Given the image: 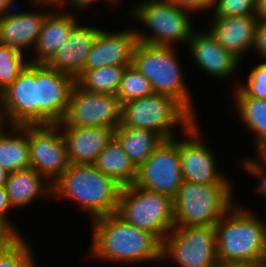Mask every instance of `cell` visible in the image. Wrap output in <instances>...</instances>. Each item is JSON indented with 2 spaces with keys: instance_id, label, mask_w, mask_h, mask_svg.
Returning <instances> with one entry per match:
<instances>
[{
  "instance_id": "23",
  "label": "cell",
  "mask_w": 266,
  "mask_h": 267,
  "mask_svg": "<svg viewBox=\"0 0 266 267\" xmlns=\"http://www.w3.org/2000/svg\"><path fill=\"white\" fill-rule=\"evenodd\" d=\"M12 208L29 206L37 197H52V184L33 168L8 174L5 184Z\"/></svg>"
},
{
  "instance_id": "43",
  "label": "cell",
  "mask_w": 266,
  "mask_h": 267,
  "mask_svg": "<svg viewBox=\"0 0 266 267\" xmlns=\"http://www.w3.org/2000/svg\"><path fill=\"white\" fill-rule=\"evenodd\" d=\"M8 178V172H6L1 166H0V187H5V184L7 182Z\"/></svg>"
},
{
  "instance_id": "46",
  "label": "cell",
  "mask_w": 266,
  "mask_h": 267,
  "mask_svg": "<svg viewBox=\"0 0 266 267\" xmlns=\"http://www.w3.org/2000/svg\"><path fill=\"white\" fill-rule=\"evenodd\" d=\"M31 1H52V0H30Z\"/></svg>"
},
{
  "instance_id": "12",
  "label": "cell",
  "mask_w": 266,
  "mask_h": 267,
  "mask_svg": "<svg viewBox=\"0 0 266 267\" xmlns=\"http://www.w3.org/2000/svg\"><path fill=\"white\" fill-rule=\"evenodd\" d=\"M28 145L30 168L53 184L70 164L60 126L28 125Z\"/></svg>"
},
{
  "instance_id": "34",
  "label": "cell",
  "mask_w": 266,
  "mask_h": 267,
  "mask_svg": "<svg viewBox=\"0 0 266 267\" xmlns=\"http://www.w3.org/2000/svg\"><path fill=\"white\" fill-rule=\"evenodd\" d=\"M97 0H52V1H32L31 4H33V6L35 7H49V6H53L54 9H55V6L57 7L58 5L61 7V5L63 6L65 3L67 4L68 3V6L72 5L71 7L73 9H75L74 11H81L83 9H87V7L90 6V4L92 5L93 3L92 2H96ZM106 3L108 2V4L110 6H112L113 4L116 5V3L119 1V0H105Z\"/></svg>"
},
{
  "instance_id": "19",
  "label": "cell",
  "mask_w": 266,
  "mask_h": 267,
  "mask_svg": "<svg viewBox=\"0 0 266 267\" xmlns=\"http://www.w3.org/2000/svg\"><path fill=\"white\" fill-rule=\"evenodd\" d=\"M211 19L210 33L225 50L242 61L246 51L254 48L258 20L254 16H212Z\"/></svg>"
},
{
  "instance_id": "27",
  "label": "cell",
  "mask_w": 266,
  "mask_h": 267,
  "mask_svg": "<svg viewBox=\"0 0 266 267\" xmlns=\"http://www.w3.org/2000/svg\"><path fill=\"white\" fill-rule=\"evenodd\" d=\"M114 136L121 143L123 151L138 169L164 140L154 131L127 126H118Z\"/></svg>"
},
{
  "instance_id": "25",
  "label": "cell",
  "mask_w": 266,
  "mask_h": 267,
  "mask_svg": "<svg viewBox=\"0 0 266 267\" xmlns=\"http://www.w3.org/2000/svg\"><path fill=\"white\" fill-rule=\"evenodd\" d=\"M97 170L114 179L120 186L135 183L137 169L123 151L121 143L113 136L93 163Z\"/></svg>"
},
{
  "instance_id": "42",
  "label": "cell",
  "mask_w": 266,
  "mask_h": 267,
  "mask_svg": "<svg viewBox=\"0 0 266 267\" xmlns=\"http://www.w3.org/2000/svg\"><path fill=\"white\" fill-rule=\"evenodd\" d=\"M16 0H0V16L10 12L15 9ZM14 7V8H13Z\"/></svg>"
},
{
  "instance_id": "16",
  "label": "cell",
  "mask_w": 266,
  "mask_h": 267,
  "mask_svg": "<svg viewBox=\"0 0 266 267\" xmlns=\"http://www.w3.org/2000/svg\"><path fill=\"white\" fill-rule=\"evenodd\" d=\"M189 50L197 65L210 76L227 79L234 76L241 60L225 50L210 31L192 32L188 41Z\"/></svg>"
},
{
  "instance_id": "1",
  "label": "cell",
  "mask_w": 266,
  "mask_h": 267,
  "mask_svg": "<svg viewBox=\"0 0 266 267\" xmlns=\"http://www.w3.org/2000/svg\"><path fill=\"white\" fill-rule=\"evenodd\" d=\"M89 256L109 262L162 261V242L153 234L127 223L116 213L91 221Z\"/></svg>"
},
{
  "instance_id": "22",
  "label": "cell",
  "mask_w": 266,
  "mask_h": 267,
  "mask_svg": "<svg viewBox=\"0 0 266 267\" xmlns=\"http://www.w3.org/2000/svg\"><path fill=\"white\" fill-rule=\"evenodd\" d=\"M68 12H52L47 15L34 47L36 58L29 59V63L46 64L67 40L78 23V17L71 11Z\"/></svg>"
},
{
  "instance_id": "30",
  "label": "cell",
  "mask_w": 266,
  "mask_h": 267,
  "mask_svg": "<svg viewBox=\"0 0 266 267\" xmlns=\"http://www.w3.org/2000/svg\"><path fill=\"white\" fill-rule=\"evenodd\" d=\"M153 93L150 81L131 64L124 72L116 96L124 104Z\"/></svg>"
},
{
  "instance_id": "7",
  "label": "cell",
  "mask_w": 266,
  "mask_h": 267,
  "mask_svg": "<svg viewBox=\"0 0 266 267\" xmlns=\"http://www.w3.org/2000/svg\"><path fill=\"white\" fill-rule=\"evenodd\" d=\"M116 214L134 227L155 235L161 242L174 228L173 199L134 184L122 187Z\"/></svg>"
},
{
  "instance_id": "44",
  "label": "cell",
  "mask_w": 266,
  "mask_h": 267,
  "mask_svg": "<svg viewBox=\"0 0 266 267\" xmlns=\"http://www.w3.org/2000/svg\"><path fill=\"white\" fill-rule=\"evenodd\" d=\"M225 267H266V263H255V264H242V265H229Z\"/></svg>"
},
{
  "instance_id": "45",
  "label": "cell",
  "mask_w": 266,
  "mask_h": 267,
  "mask_svg": "<svg viewBox=\"0 0 266 267\" xmlns=\"http://www.w3.org/2000/svg\"><path fill=\"white\" fill-rule=\"evenodd\" d=\"M4 124H7V122H4V118L2 117L1 113H0V126H4Z\"/></svg>"
},
{
  "instance_id": "21",
  "label": "cell",
  "mask_w": 266,
  "mask_h": 267,
  "mask_svg": "<svg viewBox=\"0 0 266 267\" xmlns=\"http://www.w3.org/2000/svg\"><path fill=\"white\" fill-rule=\"evenodd\" d=\"M13 11L0 16V44L11 46L24 53V49L35 47L49 12Z\"/></svg>"
},
{
  "instance_id": "29",
  "label": "cell",
  "mask_w": 266,
  "mask_h": 267,
  "mask_svg": "<svg viewBox=\"0 0 266 267\" xmlns=\"http://www.w3.org/2000/svg\"><path fill=\"white\" fill-rule=\"evenodd\" d=\"M29 63L24 53L8 45L0 44V94L5 91Z\"/></svg>"
},
{
  "instance_id": "35",
  "label": "cell",
  "mask_w": 266,
  "mask_h": 267,
  "mask_svg": "<svg viewBox=\"0 0 266 267\" xmlns=\"http://www.w3.org/2000/svg\"><path fill=\"white\" fill-rule=\"evenodd\" d=\"M12 208L8 193L6 192L5 187H0V223L7 225L18 237H22L21 232L16 230L15 224L11 223V220L8 217V211Z\"/></svg>"
},
{
  "instance_id": "32",
  "label": "cell",
  "mask_w": 266,
  "mask_h": 267,
  "mask_svg": "<svg viewBox=\"0 0 266 267\" xmlns=\"http://www.w3.org/2000/svg\"><path fill=\"white\" fill-rule=\"evenodd\" d=\"M256 0H214L213 16H254Z\"/></svg>"
},
{
  "instance_id": "9",
  "label": "cell",
  "mask_w": 266,
  "mask_h": 267,
  "mask_svg": "<svg viewBox=\"0 0 266 267\" xmlns=\"http://www.w3.org/2000/svg\"><path fill=\"white\" fill-rule=\"evenodd\" d=\"M168 257L180 267H221L215 226H174L162 241V260Z\"/></svg>"
},
{
  "instance_id": "3",
  "label": "cell",
  "mask_w": 266,
  "mask_h": 267,
  "mask_svg": "<svg viewBox=\"0 0 266 267\" xmlns=\"http://www.w3.org/2000/svg\"><path fill=\"white\" fill-rule=\"evenodd\" d=\"M120 186L93 164H72L53 182L52 197L68 198L90 214L91 220L116 213Z\"/></svg>"
},
{
  "instance_id": "2",
  "label": "cell",
  "mask_w": 266,
  "mask_h": 267,
  "mask_svg": "<svg viewBox=\"0 0 266 267\" xmlns=\"http://www.w3.org/2000/svg\"><path fill=\"white\" fill-rule=\"evenodd\" d=\"M239 203L215 225L221 267L266 262V222Z\"/></svg>"
},
{
  "instance_id": "11",
  "label": "cell",
  "mask_w": 266,
  "mask_h": 267,
  "mask_svg": "<svg viewBox=\"0 0 266 267\" xmlns=\"http://www.w3.org/2000/svg\"><path fill=\"white\" fill-rule=\"evenodd\" d=\"M178 139L163 140L145 162L137 169L134 185L162 193L172 199L184 181Z\"/></svg>"
},
{
  "instance_id": "40",
  "label": "cell",
  "mask_w": 266,
  "mask_h": 267,
  "mask_svg": "<svg viewBox=\"0 0 266 267\" xmlns=\"http://www.w3.org/2000/svg\"><path fill=\"white\" fill-rule=\"evenodd\" d=\"M246 83H264L266 84V61L253 67L248 75Z\"/></svg>"
},
{
  "instance_id": "6",
  "label": "cell",
  "mask_w": 266,
  "mask_h": 267,
  "mask_svg": "<svg viewBox=\"0 0 266 267\" xmlns=\"http://www.w3.org/2000/svg\"><path fill=\"white\" fill-rule=\"evenodd\" d=\"M196 119L174 98L153 93L122 104V120L119 126L154 131L164 140L174 137L176 125L185 132Z\"/></svg>"
},
{
  "instance_id": "36",
  "label": "cell",
  "mask_w": 266,
  "mask_h": 267,
  "mask_svg": "<svg viewBox=\"0 0 266 267\" xmlns=\"http://www.w3.org/2000/svg\"><path fill=\"white\" fill-rule=\"evenodd\" d=\"M179 8L188 12H198L202 10L206 12L213 8L214 0H170Z\"/></svg>"
},
{
  "instance_id": "31",
  "label": "cell",
  "mask_w": 266,
  "mask_h": 267,
  "mask_svg": "<svg viewBox=\"0 0 266 267\" xmlns=\"http://www.w3.org/2000/svg\"><path fill=\"white\" fill-rule=\"evenodd\" d=\"M30 247L23 236L19 237L0 253V267H38Z\"/></svg>"
},
{
  "instance_id": "33",
  "label": "cell",
  "mask_w": 266,
  "mask_h": 267,
  "mask_svg": "<svg viewBox=\"0 0 266 267\" xmlns=\"http://www.w3.org/2000/svg\"><path fill=\"white\" fill-rule=\"evenodd\" d=\"M258 160L253 159H243L241 163L242 168L244 167V171H248L247 173L252 174L253 176H257L259 178V185L256 188L255 194L257 193L259 196L266 197V151L257 152ZM261 159V160H259ZM262 162V163H260Z\"/></svg>"
},
{
  "instance_id": "39",
  "label": "cell",
  "mask_w": 266,
  "mask_h": 267,
  "mask_svg": "<svg viewBox=\"0 0 266 267\" xmlns=\"http://www.w3.org/2000/svg\"><path fill=\"white\" fill-rule=\"evenodd\" d=\"M19 237L5 224L0 223V253L5 251Z\"/></svg>"
},
{
  "instance_id": "28",
  "label": "cell",
  "mask_w": 266,
  "mask_h": 267,
  "mask_svg": "<svg viewBox=\"0 0 266 267\" xmlns=\"http://www.w3.org/2000/svg\"><path fill=\"white\" fill-rule=\"evenodd\" d=\"M130 65H108L94 70H84L76 84L88 92L117 94L126 68Z\"/></svg>"
},
{
  "instance_id": "5",
  "label": "cell",
  "mask_w": 266,
  "mask_h": 267,
  "mask_svg": "<svg viewBox=\"0 0 266 267\" xmlns=\"http://www.w3.org/2000/svg\"><path fill=\"white\" fill-rule=\"evenodd\" d=\"M232 186L183 181L173 198L174 226H215L236 204Z\"/></svg>"
},
{
  "instance_id": "4",
  "label": "cell",
  "mask_w": 266,
  "mask_h": 267,
  "mask_svg": "<svg viewBox=\"0 0 266 267\" xmlns=\"http://www.w3.org/2000/svg\"><path fill=\"white\" fill-rule=\"evenodd\" d=\"M176 48L137 41L131 64L150 81L154 93L174 98L197 119Z\"/></svg>"
},
{
  "instance_id": "15",
  "label": "cell",
  "mask_w": 266,
  "mask_h": 267,
  "mask_svg": "<svg viewBox=\"0 0 266 267\" xmlns=\"http://www.w3.org/2000/svg\"><path fill=\"white\" fill-rule=\"evenodd\" d=\"M0 113L9 126L37 125L36 64L28 63L0 94Z\"/></svg>"
},
{
  "instance_id": "13",
  "label": "cell",
  "mask_w": 266,
  "mask_h": 267,
  "mask_svg": "<svg viewBox=\"0 0 266 267\" xmlns=\"http://www.w3.org/2000/svg\"><path fill=\"white\" fill-rule=\"evenodd\" d=\"M37 125L59 124L67 111L76 79L36 64Z\"/></svg>"
},
{
  "instance_id": "41",
  "label": "cell",
  "mask_w": 266,
  "mask_h": 267,
  "mask_svg": "<svg viewBox=\"0 0 266 267\" xmlns=\"http://www.w3.org/2000/svg\"><path fill=\"white\" fill-rule=\"evenodd\" d=\"M254 17L257 20L266 19V0H256Z\"/></svg>"
},
{
  "instance_id": "26",
  "label": "cell",
  "mask_w": 266,
  "mask_h": 267,
  "mask_svg": "<svg viewBox=\"0 0 266 267\" xmlns=\"http://www.w3.org/2000/svg\"><path fill=\"white\" fill-rule=\"evenodd\" d=\"M239 119L254 132L256 152L266 151V100L249 97L239 86L234 90Z\"/></svg>"
},
{
  "instance_id": "38",
  "label": "cell",
  "mask_w": 266,
  "mask_h": 267,
  "mask_svg": "<svg viewBox=\"0 0 266 267\" xmlns=\"http://www.w3.org/2000/svg\"><path fill=\"white\" fill-rule=\"evenodd\" d=\"M249 97L266 100V84L246 83L238 85Z\"/></svg>"
},
{
  "instance_id": "8",
  "label": "cell",
  "mask_w": 266,
  "mask_h": 267,
  "mask_svg": "<svg viewBox=\"0 0 266 267\" xmlns=\"http://www.w3.org/2000/svg\"><path fill=\"white\" fill-rule=\"evenodd\" d=\"M191 12L176 6L170 0H143L133 6L130 14L147 26L151 35L139 29L135 30L137 41L152 45L172 46L188 44L194 31L189 19Z\"/></svg>"
},
{
  "instance_id": "17",
  "label": "cell",
  "mask_w": 266,
  "mask_h": 267,
  "mask_svg": "<svg viewBox=\"0 0 266 267\" xmlns=\"http://www.w3.org/2000/svg\"><path fill=\"white\" fill-rule=\"evenodd\" d=\"M136 43L137 35L132 28L118 32L101 29L87 56L84 70L108 65H131Z\"/></svg>"
},
{
  "instance_id": "20",
  "label": "cell",
  "mask_w": 266,
  "mask_h": 267,
  "mask_svg": "<svg viewBox=\"0 0 266 267\" xmlns=\"http://www.w3.org/2000/svg\"><path fill=\"white\" fill-rule=\"evenodd\" d=\"M60 129L72 164H93L114 136L111 127L60 126Z\"/></svg>"
},
{
  "instance_id": "37",
  "label": "cell",
  "mask_w": 266,
  "mask_h": 267,
  "mask_svg": "<svg viewBox=\"0 0 266 267\" xmlns=\"http://www.w3.org/2000/svg\"><path fill=\"white\" fill-rule=\"evenodd\" d=\"M254 50L260 59L266 61V19L258 20Z\"/></svg>"
},
{
  "instance_id": "14",
  "label": "cell",
  "mask_w": 266,
  "mask_h": 267,
  "mask_svg": "<svg viewBox=\"0 0 266 267\" xmlns=\"http://www.w3.org/2000/svg\"><path fill=\"white\" fill-rule=\"evenodd\" d=\"M188 139L178 140L181 171L184 181L197 184H231L228 178L218 171L214 153L204 144L196 121L184 132Z\"/></svg>"
},
{
  "instance_id": "24",
  "label": "cell",
  "mask_w": 266,
  "mask_h": 267,
  "mask_svg": "<svg viewBox=\"0 0 266 267\" xmlns=\"http://www.w3.org/2000/svg\"><path fill=\"white\" fill-rule=\"evenodd\" d=\"M6 128L0 130V166L8 174L30 168L28 125H10V133L4 130Z\"/></svg>"
},
{
  "instance_id": "18",
  "label": "cell",
  "mask_w": 266,
  "mask_h": 267,
  "mask_svg": "<svg viewBox=\"0 0 266 267\" xmlns=\"http://www.w3.org/2000/svg\"><path fill=\"white\" fill-rule=\"evenodd\" d=\"M100 30L92 26L79 25L78 22L46 65L76 79L84 71L87 56Z\"/></svg>"
},
{
  "instance_id": "10",
  "label": "cell",
  "mask_w": 266,
  "mask_h": 267,
  "mask_svg": "<svg viewBox=\"0 0 266 267\" xmlns=\"http://www.w3.org/2000/svg\"><path fill=\"white\" fill-rule=\"evenodd\" d=\"M122 104L114 94L93 93L74 85L68 108L59 126L111 127L121 124Z\"/></svg>"
}]
</instances>
